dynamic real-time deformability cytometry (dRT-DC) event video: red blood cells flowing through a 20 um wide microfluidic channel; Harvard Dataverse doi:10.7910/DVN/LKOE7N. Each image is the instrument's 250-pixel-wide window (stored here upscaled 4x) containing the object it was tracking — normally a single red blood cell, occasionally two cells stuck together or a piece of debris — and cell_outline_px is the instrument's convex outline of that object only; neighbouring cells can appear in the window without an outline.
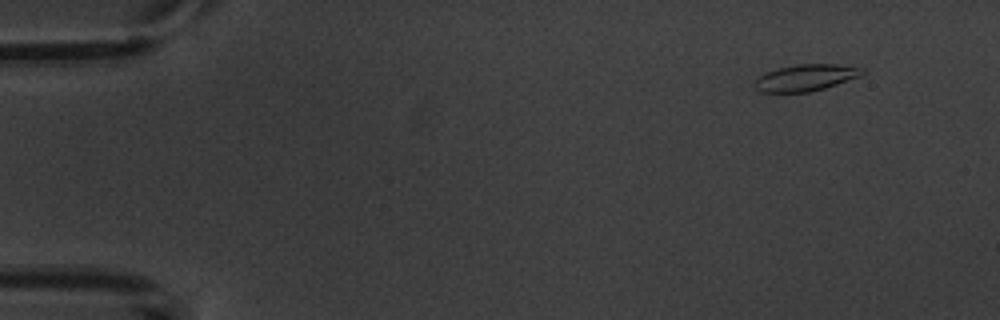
{"species": "common noctule bat (a hibernating species)", "species_latin": "Nyctalus noctula", "temperature_condition": "warm", "stored_images_in_passage": 6, "camera_frame_rate_fps": 3000, "um_per_image_px": 0.085, "animal": {"sex": "male", "body_mass_g": 20.1, "forearm_length_mm": 53.5}, "frame": {"image": 1, "passage_image": 1, "time_ms": 0.0, "image_size_px": [1000, 320], "cell_outline_px": [[864, 72], [860, 76], [824, 88], [808, 92], [760, 92], [756, 88], [756, 80], [764, 72], [796, 64], [836, 64], [864, 68]], "centroid_in_image_um": [68.49, 6.59], "position_along_channel_um": 16.5, "area_um2": 16.42}}
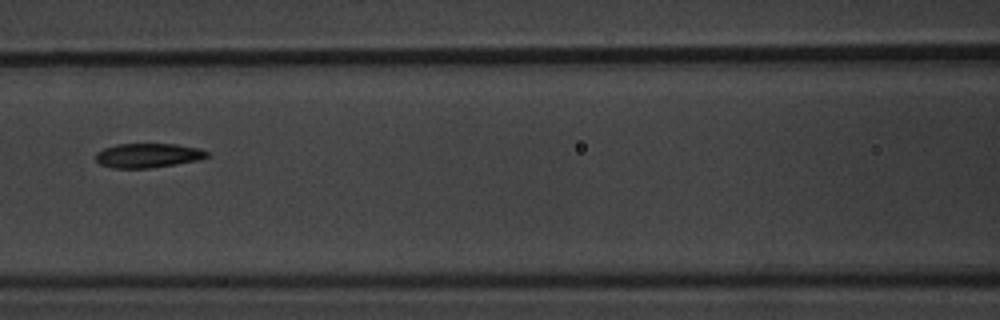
{"frame": {"image": 2, "passage_image": 6, "time_ms": 6.667, "image_size_px": [1000, 320], "cell_outline_px": [[208, 156], [200, 160], [176, 164], [148, 168], [112, 168], [100, 164], [96, 160], [96, 152], [104, 148], [116, 144], [176, 144], [200, 148], [208, 152]], "centroid_in_image_um": [12.58, 13.21], "position_along_channel_um": 154.0, "area_um2": 15.84}}